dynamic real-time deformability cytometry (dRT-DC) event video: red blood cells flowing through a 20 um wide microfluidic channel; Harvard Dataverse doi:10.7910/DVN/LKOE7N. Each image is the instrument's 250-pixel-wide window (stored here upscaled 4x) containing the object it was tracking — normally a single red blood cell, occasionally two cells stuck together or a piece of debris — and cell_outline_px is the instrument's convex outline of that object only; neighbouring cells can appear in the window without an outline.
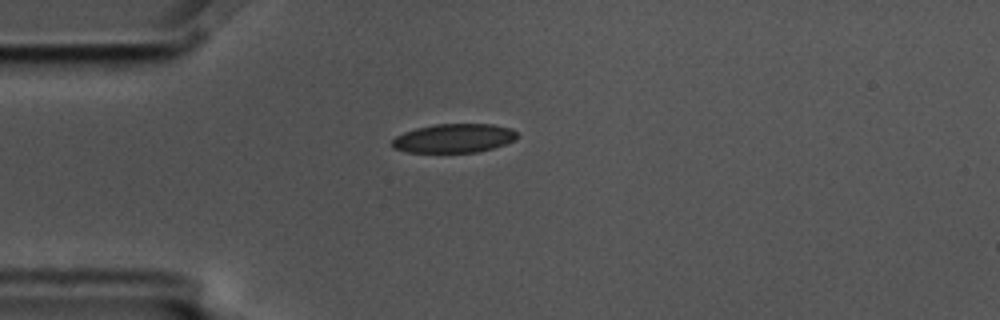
{"species": "common noctule bat (a hibernating species)", "species_latin": "Nyctalus noctula", "temperature_condition": "cold", "stored_images_in_passage": 1, "camera_frame_rate_fps": 3000, "um_per_image_px": 0.085, "animal": {"sex": "male", "body_mass_g": 17.5, "forearm_length_mm": 52.3}, "frame": {"image": 1, "passage_image": 1, "time_ms": 0.0, "image_size_px": [1000, 320], "cell_outline_px": [[516, 140], [492, 148], [476, 152], [404, 152], [392, 148], [392, 140], [396, 136], [404, 132], [416, 128], [436, 124], [492, 124], [512, 128], [516, 132]], "centroid_in_image_um": [38.56, 11.75], "position_along_channel_um": 46.4, "area_um2": 21.04}}